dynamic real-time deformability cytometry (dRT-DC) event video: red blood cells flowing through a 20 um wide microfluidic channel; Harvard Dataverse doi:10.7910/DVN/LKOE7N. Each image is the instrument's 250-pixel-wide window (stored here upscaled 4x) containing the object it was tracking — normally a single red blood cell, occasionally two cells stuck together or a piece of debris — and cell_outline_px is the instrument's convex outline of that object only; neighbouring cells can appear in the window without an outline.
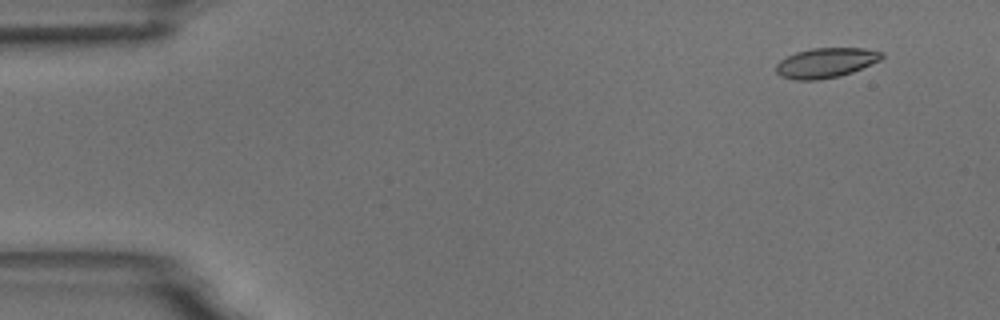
{"species": "common noctule bat (a hibernating species)", "species_latin": "Nyctalus noctula", "temperature_condition": "room temperature", "stored_images_in_passage": 5, "camera_frame_rate_fps": 3000, "um_per_image_px": 0.085, "animal": {"sex": "male", "body_mass_g": 18.8}, "frame": {"image": 1, "passage_image": 2, "time_ms": 1.0, "image_size_px": [1000, 320], "cell_outline_px": [[884, 56], [880, 60], [852, 72], [840, 76], [816, 80], [796, 80], [780, 76], [776, 72], [776, 64], [780, 60], [796, 52], [812, 48], [864, 48], [884, 52]], "centroid_in_image_um": [70.2, 5.33], "position_along_channel_um": 14.8, "area_um2": 18.38}}
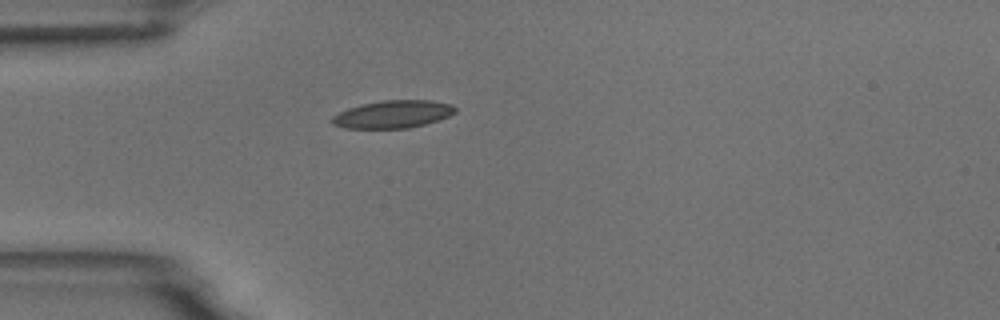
{"frame": {"image": 2, "passage_image": 5, "time_ms": 4.667, "image_size_px": [1000, 320], "cell_outline_px": [[456, 112], [448, 116], [424, 124], [408, 128], [344, 128], [332, 124], [328, 120], [332, 116], [348, 108], [380, 100], [432, 100], [452, 104], [456, 108]], "centroid_in_image_um": [33.37, 9.7], "position_along_channel_um": 51.6, "area_um2": 19.83}}